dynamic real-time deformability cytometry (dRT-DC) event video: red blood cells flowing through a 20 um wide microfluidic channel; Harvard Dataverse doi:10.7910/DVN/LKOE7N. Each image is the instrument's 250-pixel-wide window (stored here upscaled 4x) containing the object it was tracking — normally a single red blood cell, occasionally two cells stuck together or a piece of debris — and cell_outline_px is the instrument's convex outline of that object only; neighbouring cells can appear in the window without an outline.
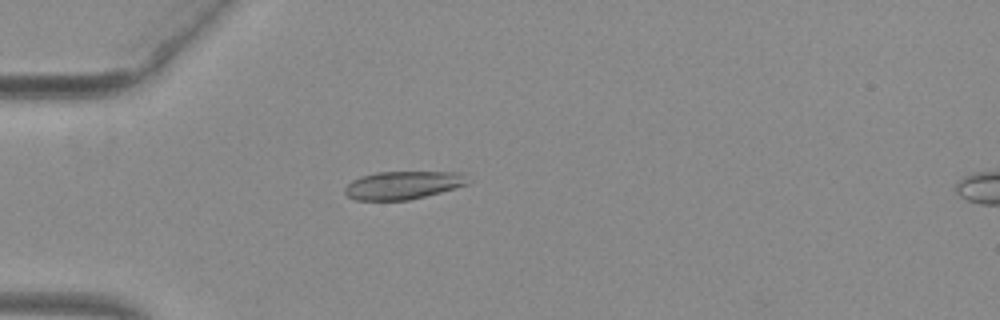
{"species": "common noctule bat (a hibernating species)", "species_latin": "Nyctalus noctula", "temperature_condition": "warm", "stored_images_in_passage": 54, "camera_frame_rate_fps": 3000, "um_per_image_px": 0.085, "animal": {"sex": "female", "body_mass_g": 29.2, "forearm_length_mm": 56.3}, "frame": {"image": 1, "passage_image": 16, "time_ms": 5.0, "image_size_px": [1000, 320], "cell_outline_px": [[468, 184], [456, 188], [408, 200], [356, 200], [348, 196], [344, 192], [344, 188], [352, 180], [360, 176], [376, 172], [468, 172]], "centroid_in_image_um": [34.28, 15.72], "position_along_channel_um": 50.7, "area_um2": 20.23}}
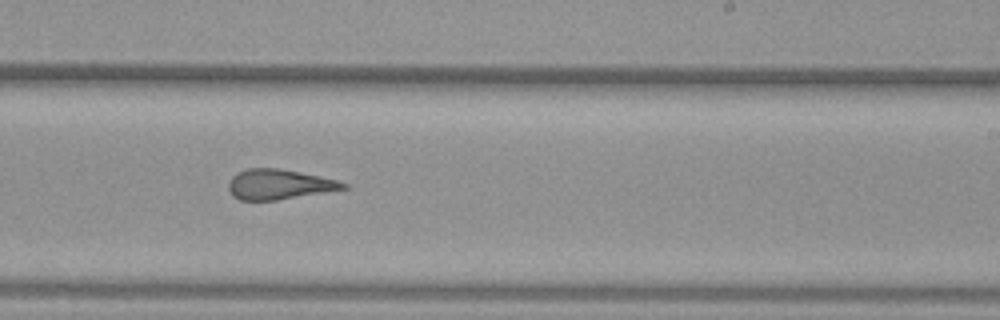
{"frame": {"image": 2, "passage_image": 34, "time_ms": 11.0, "image_size_px": [1000, 320], "cell_outline_px": [[348, 188], [276, 200], [240, 200], [232, 196], [228, 192], [228, 184], [232, 176], [236, 172], [248, 168], [276, 168], [300, 172], [340, 180], [348, 184]], "centroid_in_image_um": [23.69, 15.67], "position_along_channel_um": 265.3, "area_um2": 20.17}}
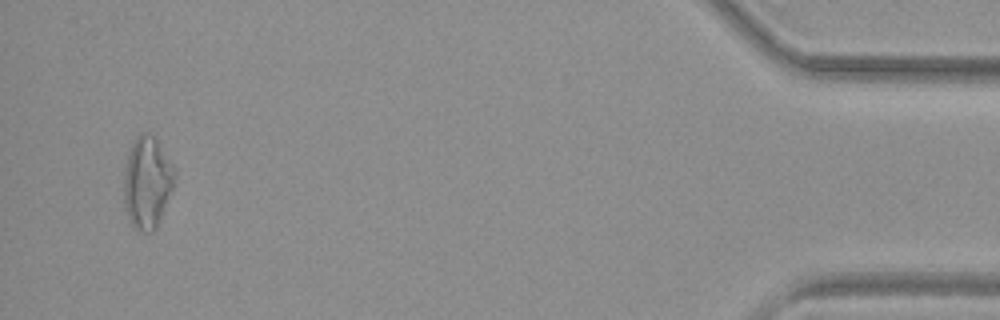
{"frame": {"image": 3, "passage_image": 52, "time_ms": 17.0, "image_size_px": [1000, 320], "cell_outline_px": [[176, 180], [172, 192], [160, 220], [156, 228], [152, 232], [140, 232], [128, 220], [124, 204], [124, 176], [128, 152], [136, 136], [140, 132], [148, 132], [156, 140], [172, 164], [176, 172]], "centroid_in_image_um": [12.52, 15.54], "position_along_channel_um": 422.7, "area_um2": 27.34}, "authors_computed_cell_mechanics": {"area_um2": 21.1548, "velocity_mm_per_s": 3.9402, "shape_relaxation_time_tau1_ms": null, "shape_relaxation_time_tau2_ms": 1.74, "deformation_change_tau1": null, "deformation_change_tau2": 0.0971}}